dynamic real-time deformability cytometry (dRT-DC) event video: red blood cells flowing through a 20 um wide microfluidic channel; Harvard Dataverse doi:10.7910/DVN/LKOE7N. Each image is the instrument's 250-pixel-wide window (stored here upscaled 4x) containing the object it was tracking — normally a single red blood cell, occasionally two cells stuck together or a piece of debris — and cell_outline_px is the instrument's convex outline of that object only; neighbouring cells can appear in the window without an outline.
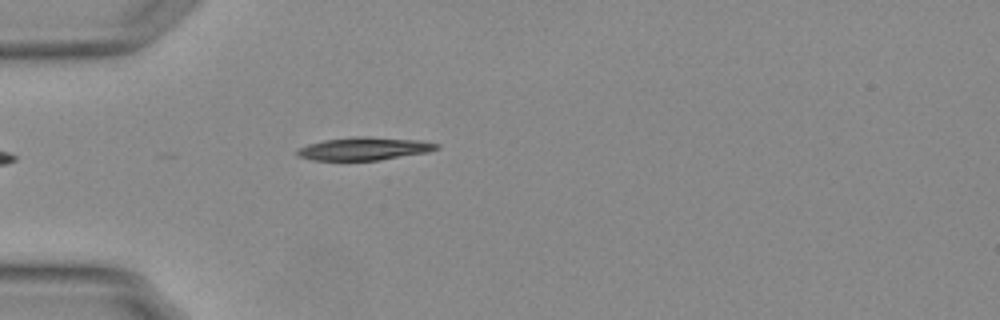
{"species": "Egyptian fruit bat (a non-hibernating species)", "species_latin": "Rousettus aegyptiacus", "temperature_condition": "warm", "stored_images_in_passage": 36, "camera_frame_rate_fps": 3000, "um_per_image_px": 0.085, "animal": {"sex": "female"}, "frame": {"image": 1, "passage_image": 1, "time_ms": 0.0, "image_size_px": [1000, 320], "cell_outline_px": [[440, 148], [428, 152], [380, 160], [312, 160], [300, 156], [296, 152], [300, 148], [308, 144], [324, 140], [356, 136], [364, 136], [420, 140], [440, 144]], "centroid_in_image_um": [31.01, 12.63], "position_along_channel_um": 54.0, "area_um2": 18.55}}
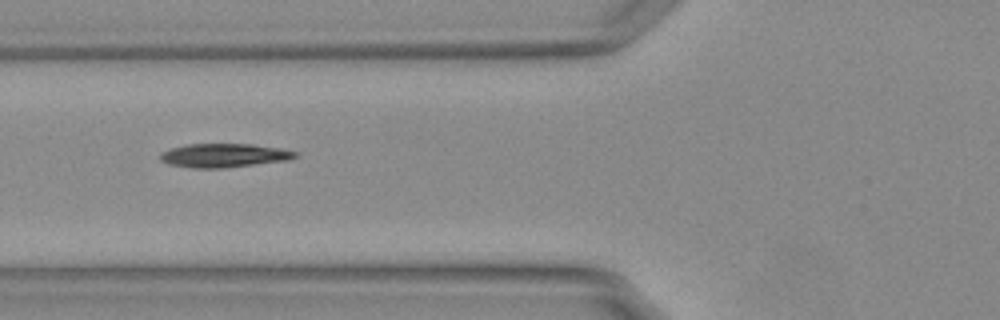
{"frame": {"image": 2, "passage_image": 6, "time_ms": 1.667, "image_size_px": [1000, 320], "cell_outline_px": [[296, 156], [284, 160], [220, 168], [196, 168], [168, 164], [160, 160], [160, 152], [172, 148], [188, 144], [252, 144], [280, 148], [296, 152]], "centroid_in_image_um": [18.96, 13.2], "position_along_channel_um": 106.8, "area_um2": 18.26}, "authors_computed_cell_mechanics": {"area_um2": 18.496, "velocity_mm_per_s": 3.7762, "shape_relaxation_time_tau1_ms": 4.2067, "shape_relaxation_time_tau2_ms": 5.0297, "deformation_change_tau1": 0.2028, "deformation_change_tau2": 0.1398}}